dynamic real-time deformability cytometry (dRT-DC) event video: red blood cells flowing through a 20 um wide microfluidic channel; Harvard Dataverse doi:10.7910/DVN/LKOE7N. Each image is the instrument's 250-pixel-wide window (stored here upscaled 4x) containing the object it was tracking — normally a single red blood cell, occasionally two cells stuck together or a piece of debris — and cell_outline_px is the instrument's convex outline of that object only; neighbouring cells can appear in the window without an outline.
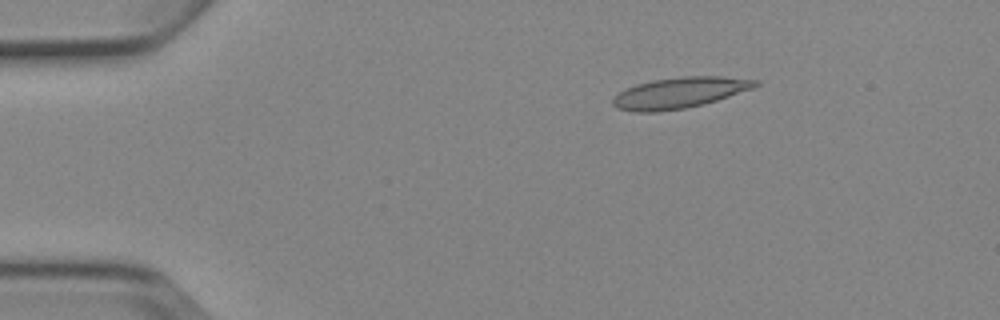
{"species": "Egyptian fruit bat (a non-hibernating species)", "species_latin": "Rousettus aegyptiacus", "temperature_condition": "cold", "stored_images_in_passage": 3, "camera_frame_rate_fps": 3000, "um_per_image_px": 0.085, "animal": {"sex": "female"}, "frame": {"image": 1, "passage_image": 1, "time_ms": 0.0, "image_size_px": [1000, 320], "cell_outline_px": [[760, 84], [756, 88], [704, 104], [684, 108], [656, 112], [636, 112], [616, 108], [612, 104], [612, 100], [624, 88], [636, 84], [652, 80], [680, 76], [720, 76], [760, 80]], "centroid_in_image_um": [57.8, 7.87], "position_along_channel_um": 27.2, "area_um2": 25.89}}